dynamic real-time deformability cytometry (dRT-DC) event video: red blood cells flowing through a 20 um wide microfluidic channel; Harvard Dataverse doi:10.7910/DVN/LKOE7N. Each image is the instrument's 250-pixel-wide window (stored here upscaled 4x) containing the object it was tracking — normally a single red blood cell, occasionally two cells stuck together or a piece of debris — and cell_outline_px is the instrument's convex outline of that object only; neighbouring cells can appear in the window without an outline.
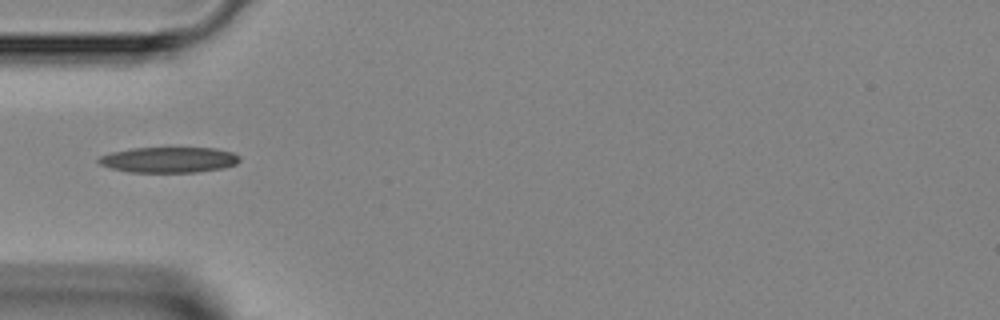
{"species": "Egyptian fruit bat (a non-hibernating species)", "species_latin": "Rousettus aegyptiacus", "temperature_condition": "room temperature", "stored_images_in_passage": 33, "camera_frame_rate_fps": 3000, "um_per_image_px": 0.085, "animal": {"sex": "female"}, "frame": {"image": 1, "passage_image": 1, "time_ms": 0.0, "image_size_px": [1000, 320], "cell_outline_px": [[240, 160], [236, 164], [224, 168], [196, 172], [128, 172], [112, 168], [100, 164], [96, 160], [100, 156], [112, 152], [132, 148], [216, 148], [232, 152], [240, 156]], "centroid_in_image_um": [14.37, 13.58], "position_along_channel_um": 70.6, "area_um2": 21.04}}
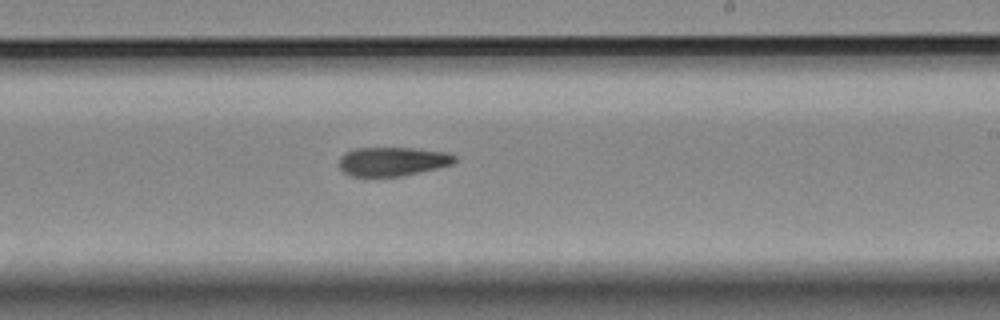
{"frame": {"image": 2, "passage_image": 14, "time_ms": 4.333, "image_size_px": [1000, 320], "cell_outline_px": [[456, 160], [452, 164], [436, 168], [400, 176], [352, 176], [344, 172], [340, 168], [340, 156], [344, 152], [356, 148], [416, 148], [448, 152], [456, 156]], "centroid_in_image_um": [33.36, 13.71], "position_along_channel_um": 255.6, "area_um2": 19.42}}
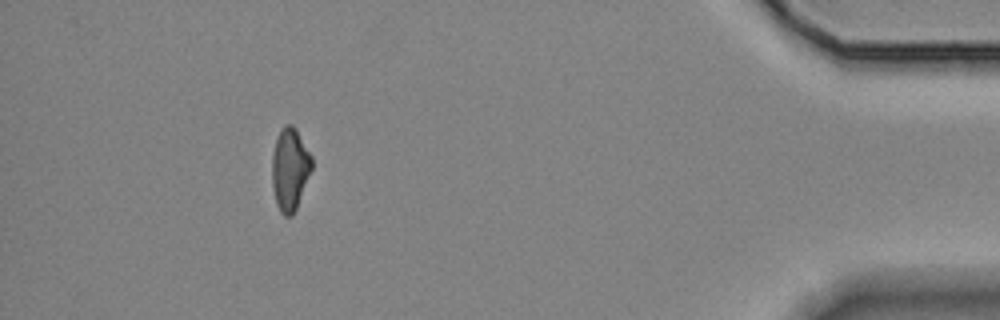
{"frame": {"image": 3, "passage_image": 29, "time_ms": 9.333, "image_size_px": [1000, 320], "cell_outline_px": [[312, 168], [296, 208], [292, 216], [284, 216], [280, 212], [276, 204], [272, 184], [272, 156], [276, 140], [280, 128], [284, 124], [292, 124], [296, 128], [312, 156]], "centroid_in_image_um": [24.63, 14.35], "position_along_channel_um": 410.6, "area_um2": 19.13}}